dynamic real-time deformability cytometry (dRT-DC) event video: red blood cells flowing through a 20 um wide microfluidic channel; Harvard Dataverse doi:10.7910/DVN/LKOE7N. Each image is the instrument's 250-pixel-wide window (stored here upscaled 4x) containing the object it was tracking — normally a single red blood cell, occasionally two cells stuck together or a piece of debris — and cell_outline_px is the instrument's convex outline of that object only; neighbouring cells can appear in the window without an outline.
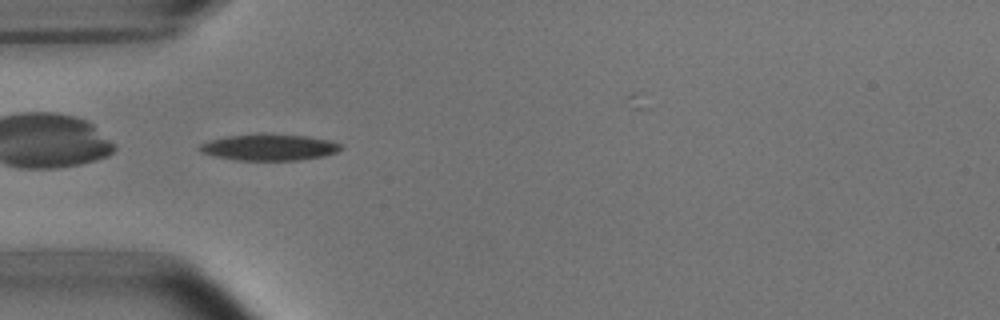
{"species": "common noctule bat (a hibernating species)", "species_latin": "Nyctalus noctula", "temperature_condition": "room temperature", "stored_images_in_passage": 4, "camera_frame_rate_fps": 3000, "um_per_image_px": 0.085, "animal": {"sex": "male", "body_mass_g": 15.6}, "frame": {"image": 1, "passage_image": 3, "time_ms": 3.333, "image_size_px": [1000, 320], "cell_outline_px": [[344, 144], [336, 152], [324, 156], [300, 160], [236, 160], [212, 156], [200, 152], [200, 144], [212, 140], [228, 136], [260, 132], [308, 136], [328, 140]], "centroid_in_image_um": [22.89, 12.5], "position_along_channel_um": 62.1, "area_um2": 21.96}}